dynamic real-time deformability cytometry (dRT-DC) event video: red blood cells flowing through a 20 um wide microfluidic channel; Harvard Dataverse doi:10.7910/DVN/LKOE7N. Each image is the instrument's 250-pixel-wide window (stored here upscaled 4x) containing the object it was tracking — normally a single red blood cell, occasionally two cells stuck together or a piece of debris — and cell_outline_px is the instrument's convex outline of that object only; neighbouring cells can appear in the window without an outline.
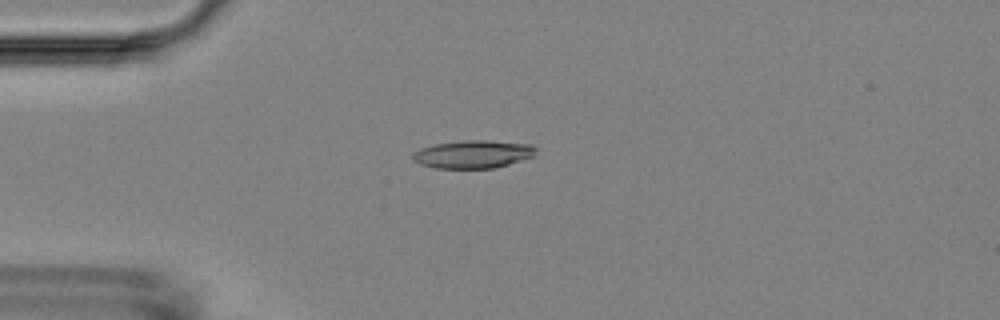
{"species": "Egyptian fruit bat (a non-hibernating species)", "species_latin": "Rousettus aegyptiacus", "temperature_condition": "room temperature", "stored_images_in_passage": 27, "camera_frame_rate_fps": 3000, "um_per_image_px": 0.085, "animal": {"sex": "female"}, "frame": {"image": 1, "passage_image": 4, "time_ms": 1.0, "image_size_px": [1000, 320], "cell_outline_px": [[536, 148], [532, 156], [496, 168], [436, 168], [420, 164], [412, 160], [412, 156], [420, 148], [436, 144], [464, 140], [488, 140], [532, 144]], "centroid_in_image_um": [40.2, 13.1], "position_along_channel_um": 44.8, "area_um2": 19.88}}
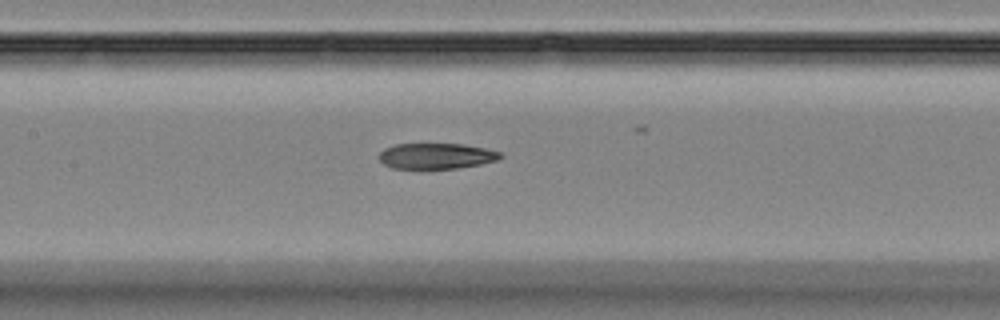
{"frame": {"image": 2, "passage_image": 16, "time_ms": 5.0, "image_size_px": [1000, 320], "cell_outline_px": [[504, 156], [496, 160], [480, 164], [456, 168], [392, 168], [384, 164], [380, 160], [380, 152], [384, 148], [396, 144], [464, 144], [484, 148], [500, 152]], "centroid_in_image_um": [37.08, 13.25], "position_along_channel_um": 170.3, "area_um2": 17.98}}
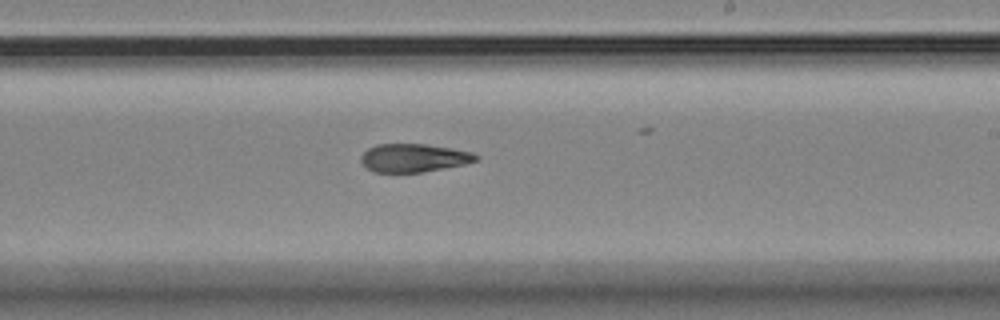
{"frame": {"image": 3, "passage_image": 23, "time_ms": 7.333, "image_size_px": [1000, 320], "cell_outline_px": [[480, 160], [464, 164], [444, 168], [420, 172], [372, 172], [360, 160], [360, 156], [368, 148], [376, 144], [424, 144], [452, 148], [472, 152], [480, 156]], "centroid_in_image_um": [35.19, 13.41], "position_along_channel_um": 253.8, "area_um2": 18.96}}